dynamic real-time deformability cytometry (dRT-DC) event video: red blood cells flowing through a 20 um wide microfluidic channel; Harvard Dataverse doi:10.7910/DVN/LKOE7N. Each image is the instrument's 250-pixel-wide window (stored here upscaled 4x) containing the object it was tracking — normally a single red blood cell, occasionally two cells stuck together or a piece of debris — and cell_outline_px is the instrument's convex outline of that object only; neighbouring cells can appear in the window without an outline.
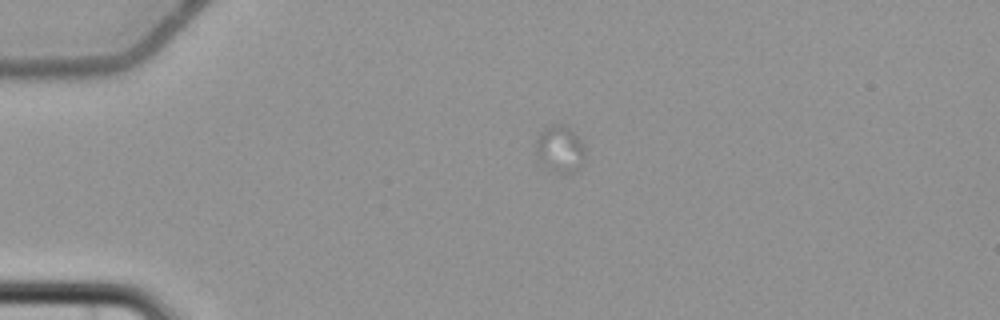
{"species": "common noctule bat (a hibernating species)", "species_latin": "Nyctalus noctula", "temperature_condition": "cold", "stored_images_in_passage": 5, "camera_frame_rate_fps": 3000, "um_per_image_px": 0.085, "animal": {"sex": "female", "body_mass_g": 22.7, "forearm_length_mm": 54.2}, "frame": {"image": 1, "passage_image": 3, "time_ms": 2.333, "image_size_px": [1000, 320], "cell_outline_px": [[584, 156], [580, 168], [568, 176], [552, 168], [536, 156], [536, 140], [544, 128], [552, 124], [564, 124], [584, 144]], "centroid_in_image_um": [47.62, 12.66], "position_along_channel_um": 37.4, "area_um2": 13.06}}
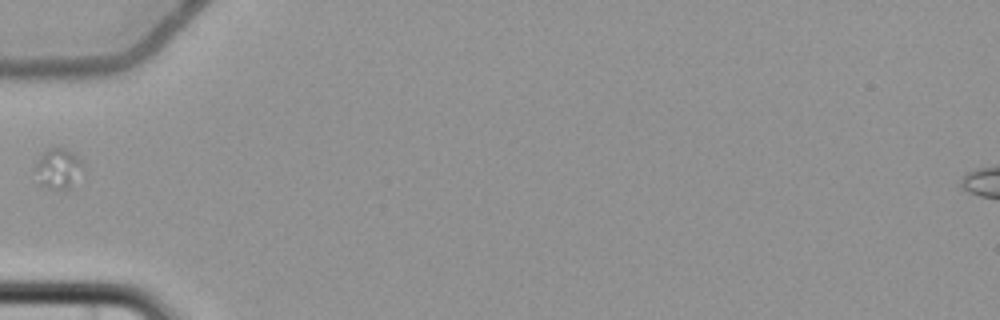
{"frame": {"image": 2, "passage_image": 5, "time_ms": 5.0, "image_size_px": [1000, 320], "cell_outline_px": [[84, 168], [72, 188], [48, 188], [40, 184], [36, 168], [36, 164], [40, 156], [48, 148], [68, 148], [84, 164]], "centroid_in_image_um": [5.0, 14.31], "position_along_channel_um": 80.0, "area_um2": 11.04}}